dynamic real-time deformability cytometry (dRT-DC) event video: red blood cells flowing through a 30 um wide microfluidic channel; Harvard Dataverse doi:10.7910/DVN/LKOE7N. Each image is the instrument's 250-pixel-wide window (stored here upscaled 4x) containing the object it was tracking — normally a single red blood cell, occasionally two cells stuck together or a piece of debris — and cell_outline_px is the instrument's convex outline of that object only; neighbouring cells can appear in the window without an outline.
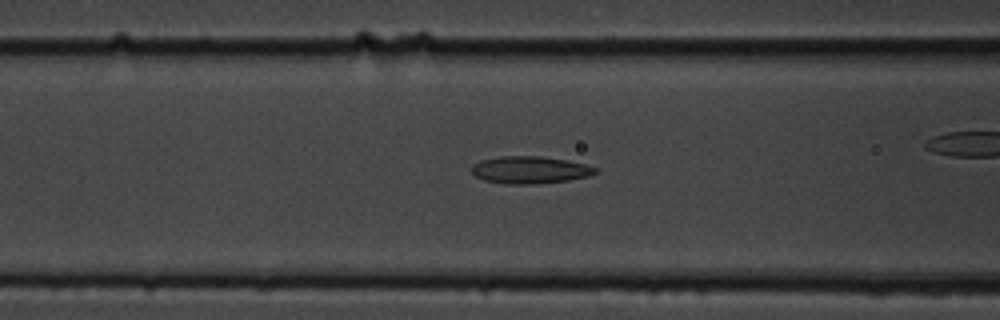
{"species": "common noctule bat (a hibernating species)", "species_latin": "Nyctalus noctula", "temperature_condition": "cold", "stored_images_in_passage": 54, "camera_frame_rate_fps": 3000, "um_per_image_px": 0.085, "animal": {"sex": "male", "body_mass_g": 19.5, "forearm_length_mm": 54.6}, "frame": {"image": 1, "passage_image": 21, "time_ms": 6.667, "image_size_px": [1000, 320], "cell_outline_px": [[596, 172], [588, 176], [568, 180], [536, 184], [504, 184], [484, 180], [476, 176], [472, 172], [472, 164], [480, 160], [500, 156], [540, 156], [568, 160], [588, 164], [596, 168]], "centroid_in_image_um": [45.03, 14.44], "position_along_channel_um": 121.6, "area_um2": 19.77}}
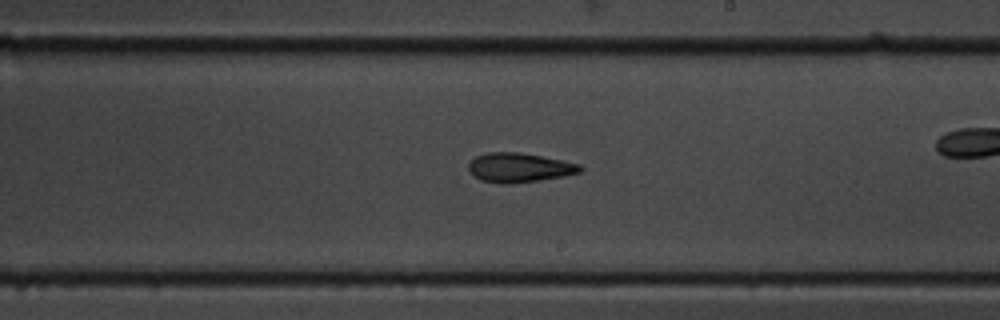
{"frame": {"image": 2, "passage_image": 31, "time_ms": 10.0, "image_size_px": [1000, 320], "cell_outline_px": [[584, 168], [580, 172], [564, 176], [540, 180], [512, 184], [504, 184], [480, 180], [472, 176], [468, 168], [468, 164], [476, 156], [488, 152], [516, 152], [540, 156], [580, 164]], "centroid_in_image_um": [44.11, 14.26], "position_along_channel_um": 244.9, "area_um2": 19.07}}
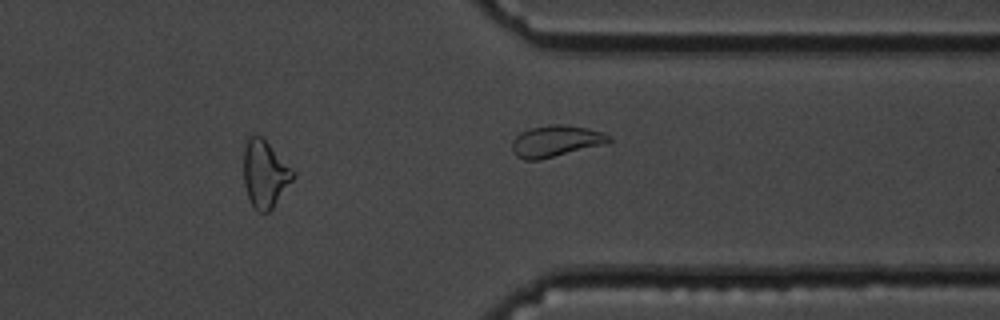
{"frame": {"image": 3, "passage_image": 44, "time_ms": 14.333, "image_size_px": [1000, 320], "cell_outline_px": [[296, 176], [272, 208], [268, 212], [256, 212], [248, 196], [244, 184], [244, 148], [248, 136], [260, 136], [296, 172]], "centroid_in_image_um": [22.52, 14.81], "position_along_channel_um": 388.9, "area_um2": 19.07}, "authors_computed_cell_mechanics": {"area_um2": 19.941, "velocity_mm_per_s": 3.704, "shape_relaxation_time_tau1_ms": 10.477, "shape_relaxation_time_tau2_ms": 6.7478, "deformation_change_tau1": 0.1879, "deformation_change_tau2": 0.1544}}